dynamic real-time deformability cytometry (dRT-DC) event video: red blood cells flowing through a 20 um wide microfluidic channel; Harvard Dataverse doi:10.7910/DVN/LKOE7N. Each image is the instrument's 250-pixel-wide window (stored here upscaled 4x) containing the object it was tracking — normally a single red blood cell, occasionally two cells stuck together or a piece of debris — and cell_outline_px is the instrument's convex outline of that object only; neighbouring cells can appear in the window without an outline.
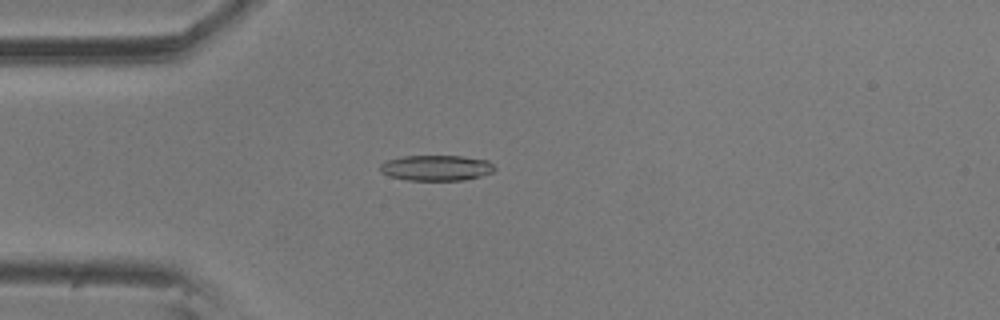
{"species": "common noctule bat (a hibernating species)", "species_latin": "Nyctalus noctula", "temperature_condition": "room temperature", "stored_images_in_passage": 53, "camera_frame_rate_fps": 3000, "um_per_image_px": 0.085, "animal": {"sex": "male", "body_mass_g": 20.5, "forearm_length_mm": 52.5}, "frame": {"image": 1, "passage_image": 15, "time_ms": 4.667, "image_size_px": [1000, 320], "cell_outline_px": [[496, 168], [492, 172], [480, 176], [464, 180], [408, 180], [392, 176], [380, 172], [380, 164], [388, 160], [404, 156], [460, 156], [488, 160]], "centroid_in_image_um": [37.1, 14.27], "position_along_channel_um": 47.9, "area_um2": 16.88}}
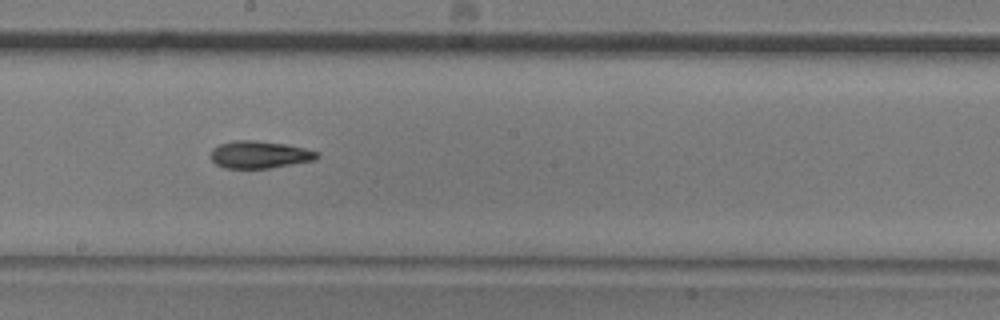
{"frame": {"image": 2, "passage_image": 31, "time_ms": 10.0, "image_size_px": [1000, 320], "cell_outline_px": [[320, 156], [316, 160], [268, 168], [224, 168], [216, 164], [212, 160], [212, 148], [220, 144], [232, 140], [256, 140], [284, 144], [304, 148], [320, 152]], "centroid_in_image_um": [22.08, 13.14], "position_along_channel_um": 226.1, "area_um2": 16.94}}
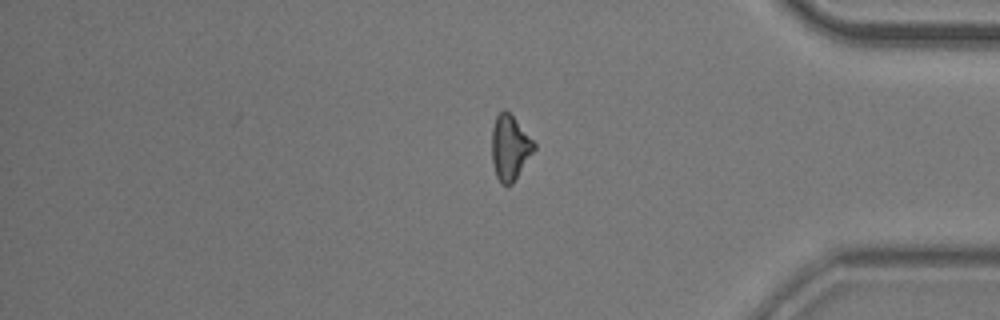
{"frame": {"image": 3, "passage_image": 47, "time_ms": 15.333, "image_size_px": [1000, 320], "cell_outline_px": [[536, 148], [512, 184], [504, 184], [496, 176], [492, 164], [492, 128], [496, 116], [504, 108], [512, 116], [536, 144]], "centroid_in_image_um": [43.33, 12.54], "position_along_channel_um": 391.9, "area_um2": 15.72}}